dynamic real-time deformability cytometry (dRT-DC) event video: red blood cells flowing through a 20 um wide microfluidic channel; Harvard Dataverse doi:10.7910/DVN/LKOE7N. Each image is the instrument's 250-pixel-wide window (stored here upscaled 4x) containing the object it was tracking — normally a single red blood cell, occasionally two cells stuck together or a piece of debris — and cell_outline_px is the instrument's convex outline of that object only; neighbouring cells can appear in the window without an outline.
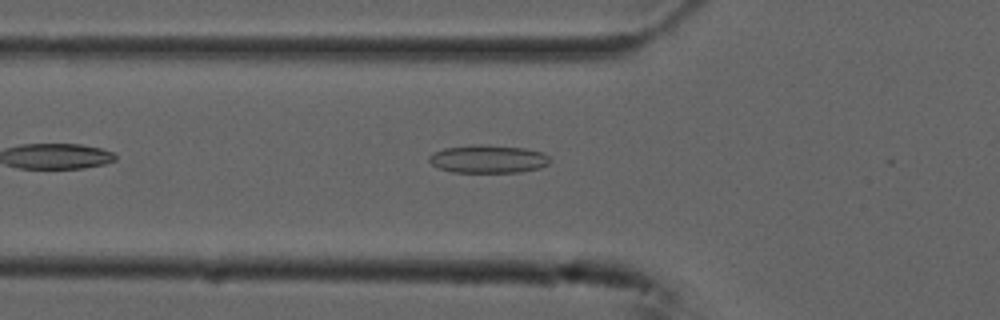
{"species": "common noctule bat (a hibernating species)", "species_latin": "Nyctalus noctula", "temperature_condition": "cold", "stored_images_in_passage": 9, "camera_frame_rate_fps": 3000, "um_per_image_px": 0.085, "animal": {"sex": "male", "forearm_length_mm": 52.5}, "frame": {"image": 1, "passage_image": 2, "time_ms": 0.333, "image_size_px": [1000, 320], "cell_outline_px": [[552, 160], [548, 164], [540, 168], [520, 172], [452, 172], [440, 168], [432, 164], [428, 160], [428, 156], [432, 152], [444, 148], [472, 144], [488, 144], [524, 148], [540, 152], [548, 156]], "centroid_in_image_um": [41.47, 13.5], "position_along_channel_um": 84.3, "area_um2": 19.94}}
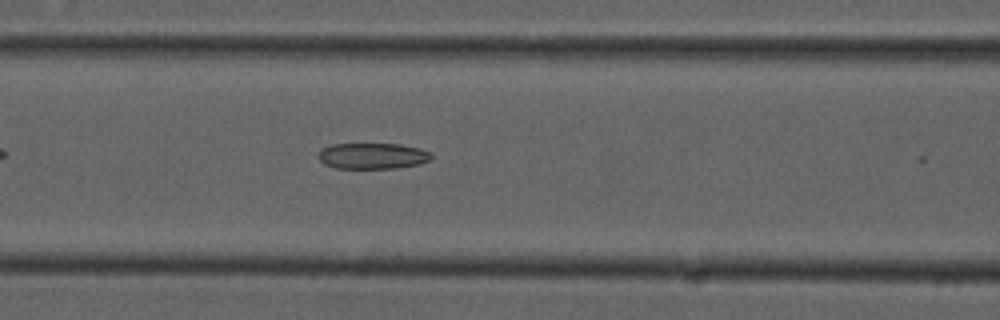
{"frame": {"image": 2, "passage_image": 6, "time_ms": 1.667, "image_size_px": [1000, 320], "cell_outline_px": [[432, 156], [428, 160], [420, 164], [396, 168], [336, 168], [324, 164], [316, 156], [324, 148], [332, 144], [400, 144], [420, 148], [432, 152]], "centroid_in_image_um": [31.68, 13.25], "position_along_channel_um": 134.9, "area_um2": 17.11}}